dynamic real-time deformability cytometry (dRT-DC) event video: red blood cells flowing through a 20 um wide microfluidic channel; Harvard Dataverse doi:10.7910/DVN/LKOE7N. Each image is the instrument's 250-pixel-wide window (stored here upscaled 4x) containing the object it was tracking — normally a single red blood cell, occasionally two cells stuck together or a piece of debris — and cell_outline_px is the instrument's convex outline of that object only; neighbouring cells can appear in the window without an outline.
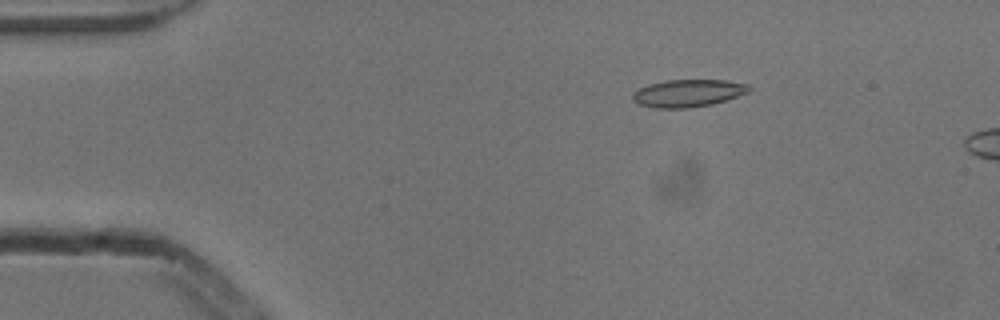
{"species": "common noctule bat (a hibernating species)", "species_latin": "Nyctalus noctula", "temperature_condition": "cold", "stored_images_in_passage": 4, "camera_frame_rate_fps": 3000, "um_per_image_px": 0.085, "animal": {"sex": "male", "body_mass_g": 13.3}, "frame": {"image": 1, "passage_image": 1, "time_ms": 0.0, "image_size_px": [1000, 320], "cell_outline_px": [[752, 88], [748, 92], [712, 104], [688, 108], [656, 108], [636, 104], [632, 100], [632, 96], [640, 88], [648, 84], [668, 80], [724, 80], [748, 84]], "centroid_in_image_um": [58.46, 7.92], "position_along_channel_um": 26.5, "area_um2": 18.5}}
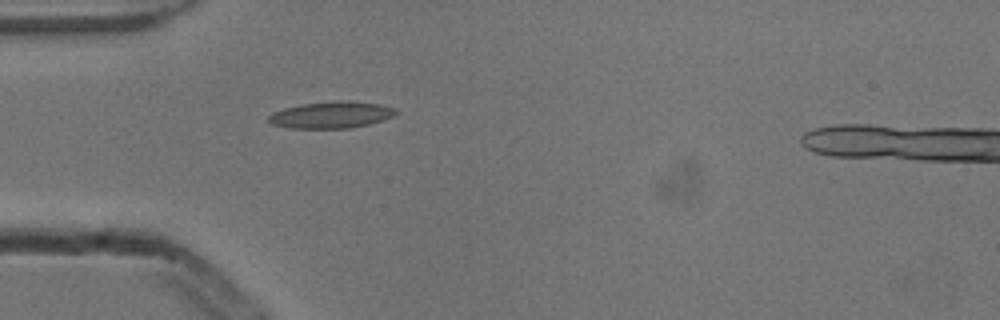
{"frame": {"image": 2, "passage_image": 3, "time_ms": 0.667, "image_size_px": [1000, 320], "cell_outline_px": [[396, 112], [392, 116], [368, 124], [348, 128], [292, 128], [272, 124], [268, 120], [268, 116], [272, 112], [284, 108], [300, 104], [344, 100], [348, 100], [380, 104], [396, 108]], "centroid_in_image_um": [28.13, 9.75], "position_along_channel_um": 56.9, "area_um2": 19.59}}